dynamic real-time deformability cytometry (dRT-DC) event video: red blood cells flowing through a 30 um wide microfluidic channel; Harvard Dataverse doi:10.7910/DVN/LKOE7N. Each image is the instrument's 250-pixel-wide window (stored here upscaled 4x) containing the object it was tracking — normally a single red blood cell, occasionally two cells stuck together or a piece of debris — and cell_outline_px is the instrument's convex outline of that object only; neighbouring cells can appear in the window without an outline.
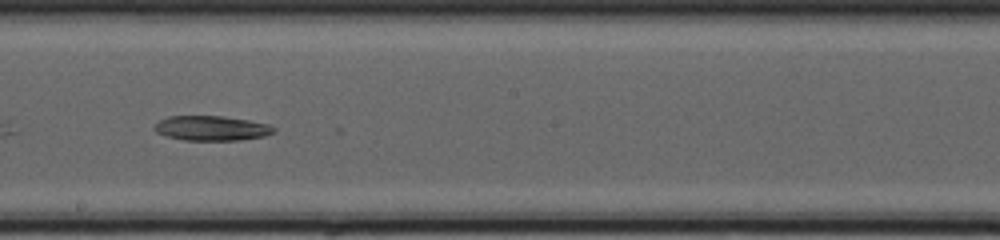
{"species": "common noctule bat (a hibernating species)", "species_latin": "Nyctalus noctula", "temperature_condition": "cold", "stored_images_in_passage": 27, "camera_frame_rate_fps": 3000, "um_per_image_px": 0.085, "animal": {"sex": "female", "body_mass_g": 20.0, "forearm_length_mm": 54.0}, "frame": {"image": 1, "passage_image": 13, "time_ms": 4.0, "image_size_px": [1000, 240], "cell_outline_px": [[276, 132], [264, 136], [240, 140], [184, 140], [168, 136], [156, 132], [152, 128], [160, 120], [168, 116], [224, 116], [248, 120], [268, 124], [276, 128]], "centroid_in_image_um": [18.0, 10.89], "position_along_channel_um": 230.2, "area_um2": 17.22}}
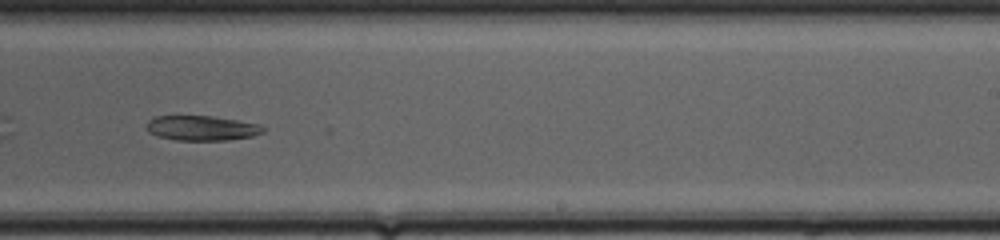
{"frame": {"image": 2, "passage_image": 16, "time_ms": 5.0, "image_size_px": [1000, 240], "cell_outline_px": [[264, 132], [252, 136], [228, 140], [176, 140], [156, 136], [148, 132], [148, 120], [152, 116], [212, 116], [260, 124], [264, 128]], "centroid_in_image_um": [17.13, 10.89], "position_along_channel_um": 271.9, "area_um2": 16.88}}